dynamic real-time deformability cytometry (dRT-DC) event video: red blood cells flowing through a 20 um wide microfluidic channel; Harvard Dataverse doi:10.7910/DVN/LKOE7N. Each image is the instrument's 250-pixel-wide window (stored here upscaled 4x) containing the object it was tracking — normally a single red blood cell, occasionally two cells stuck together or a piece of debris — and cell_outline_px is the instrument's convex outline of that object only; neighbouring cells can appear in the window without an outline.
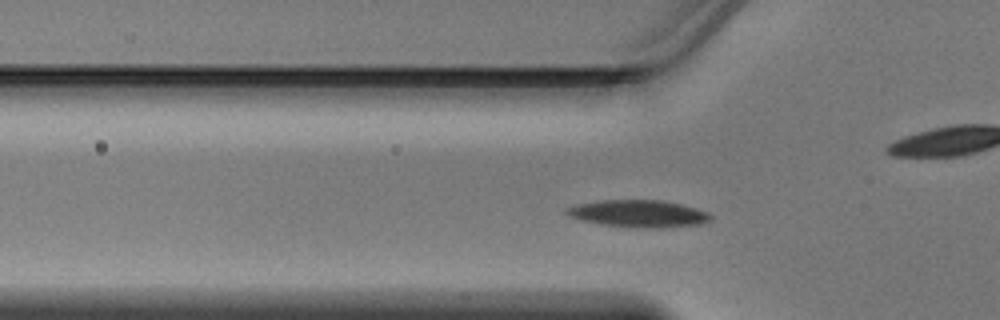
{"species": "Egyptian fruit bat (a non-hibernating species)", "species_latin": "Rousettus aegyptiacus", "temperature_condition": "warm", "stored_images_in_passage": 43, "camera_frame_rate_fps": 3000, "um_per_image_px": 0.085, "animal": {"sex": "male"}, "frame": {"image": 1, "passage_image": 10, "time_ms": 3.0, "image_size_px": [1000, 320], "cell_outline_px": [[712, 220], [700, 224], [664, 228], [640, 228], [600, 224], [580, 220], [568, 216], [564, 212], [568, 208], [580, 204], [600, 200], [660, 200], [680, 204], [696, 208], [708, 212], [712, 216]], "centroid_in_image_um": [54.3, 18.17], "position_along_channel_um": 71.5, "area_um2": 22.83}}
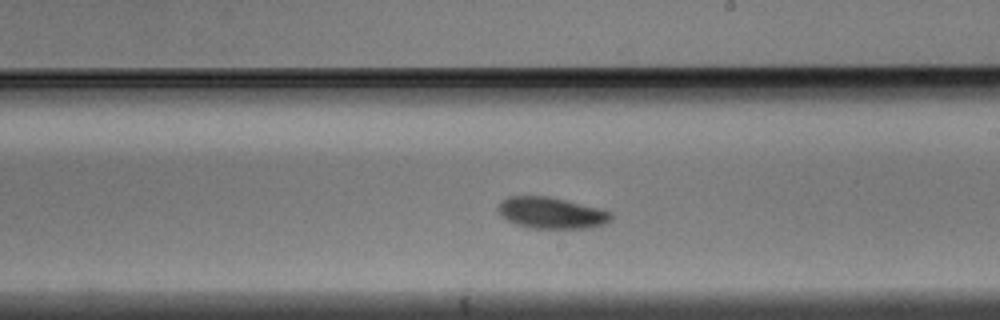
{"frame": {"image": 2, "passage_image": 22, "time_ms": 7.0, "image_size_px": [1000, 320], "cell_outline_px": [[612, 220], [604, 224], [592, 228], [532, 228], [516, 224], [508, 220], [496, 208], [500, 200], [508, 196], [548, 196], [600, 208], [612, 212]], "centroid_in_image_um": [46.89, 18.09], "position_along_channel_um": 242.1, "area_um2": 20.69}}
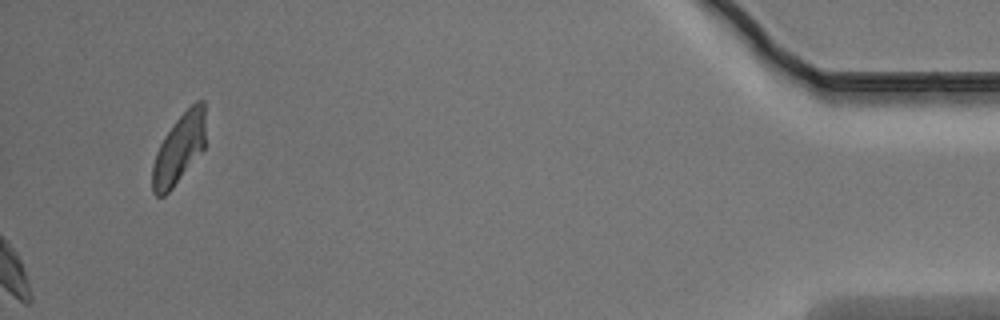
{"frame": {"image": 3, "passage_image": 43, "time_ms": 14.0, "image_size_px": [1000, 320], "cell_outline_px": [[204, 148], [172, 188], [164, 196], [156, 196], [152, 192], [152, 164], [156, 152], [164, 136], [176, 120], [196, 100], [204, 100]], "centroid_in_image_um": [15.19, 12.66], "position_along_channel_um": 420.0, "area_um2": 21.21}}